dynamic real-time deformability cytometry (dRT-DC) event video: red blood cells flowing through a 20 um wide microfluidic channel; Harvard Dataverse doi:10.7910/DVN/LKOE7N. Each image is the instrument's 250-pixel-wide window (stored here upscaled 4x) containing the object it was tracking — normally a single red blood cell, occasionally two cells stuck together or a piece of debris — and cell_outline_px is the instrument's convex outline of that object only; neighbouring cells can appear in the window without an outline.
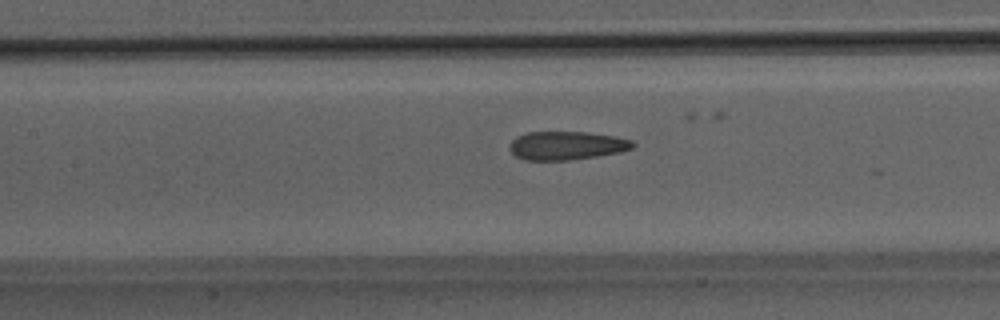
{"species": "Egyptian fruit bat (a non-hibernating species)", "species_latin": "Rousettus aegyptiacus", "temperature_condition": "room temperature", "stored_images_in_passage": 40, "camera_frame_rate_fps": 3000, "um_per_image_px": 0.085, "animal": {"sex": "male"}, "frame": {"image": 1, "passage_image": 23, "time_ms": 7.333, "image_size_px": [1000, 320], "cell_outline_px": [[636, 144], [632, 148], [620, 152], [596, 156], [568, 160], [524, 160], [516, 156], [512, 152], [512, 140], [516, 136], [528, 132], [584, 132], [616, 136], [632, 140]], "centroid_in_image_um": [48.19, 12.37], "position_along_channel_um": 159.2, "area_um2": 20.29}, "authors_computed_cell_mechanics": {"area_um2": 21.7617, "velocity_mm_per_s": 4.0619, "shape_relaxation_time_tau1_ms": null, "shape_relaxation_time_tau2_ms": 1.642, "deformation_change_tau1": null, "deformation_change_tau2": 0.1173}}